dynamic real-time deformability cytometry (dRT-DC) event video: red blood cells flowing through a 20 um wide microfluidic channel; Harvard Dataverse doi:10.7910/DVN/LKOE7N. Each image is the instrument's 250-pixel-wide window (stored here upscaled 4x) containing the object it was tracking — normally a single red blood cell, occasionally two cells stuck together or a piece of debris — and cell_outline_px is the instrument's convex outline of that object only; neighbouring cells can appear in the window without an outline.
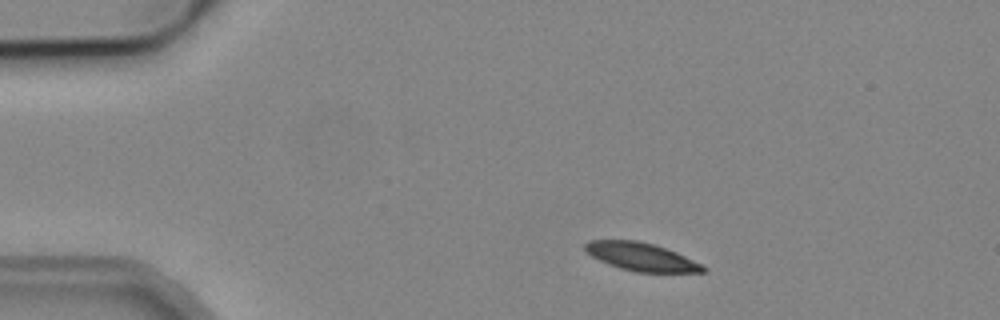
{"species": "common noctule bat (a hibernating species)", "species_latin": "Nyctalus noctula", "temperature_condition": "cold", "stored_images_in_passage": 3, "camera_frame_rate_fps": 3000, "um_per_image_px": 0.085, "animal": {"sex": "male", "body_mass_g": 19.2, "forearm_length_mm": 51.8}, "frame": {"image": 1, "passage_image": 1, "time_ms": 0.0, "image_size_px": [1000, 320], "cell_outline_px": [[708, 268], [704, 272], [636, 272], [620, 268], [608, 264], [592, 256], [584, 248], [584, 244], [588, 240], [636, 240], [652, 244], [676, 252]], "centroid_in_image_um": [54.48, 21.82], "position_along_channel_um": 30.5, "area_um2": 19.02}}